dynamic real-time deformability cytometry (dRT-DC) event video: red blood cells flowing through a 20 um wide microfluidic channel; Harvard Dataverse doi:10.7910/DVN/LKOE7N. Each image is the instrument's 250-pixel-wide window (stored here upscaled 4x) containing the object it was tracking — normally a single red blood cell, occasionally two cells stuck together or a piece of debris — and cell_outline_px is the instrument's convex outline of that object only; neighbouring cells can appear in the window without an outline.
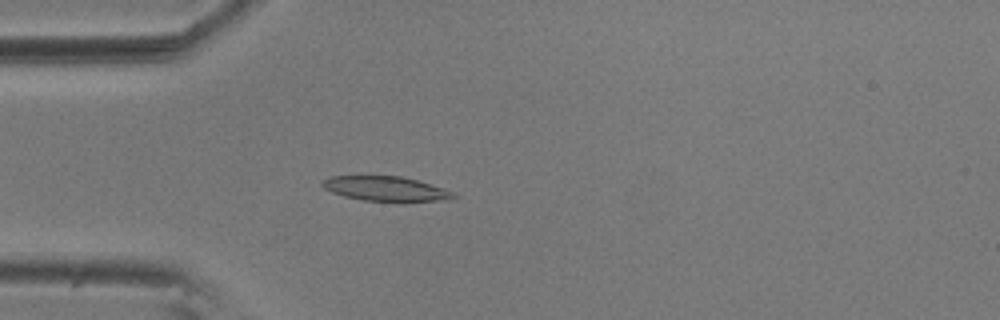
{"species": "common noctule bat (a hibernating species)", "species_latin": "Nyctalus noctula", "temperature_condition": "room temperature", "stored_images_in_passage": 42, "camera_frame_rate_fps": 3000, "um_per_image_px": 0.085, "animal": {"sex": "male", "body_mass_g": 20.5, "forearm_length_mm": 52.5}, "frame": {"image": 1, "passage_image": 7, "time_ms": 2.0, "image_size_px": [1000, 320], "cell_outline_px": [[460, 196], [448, 200], [404, 204], [364, 200], [344, 196], [332, 192], [324, 188], [320, 184], [320, 180], [328, 176], [400, 176], [416, 180], [456, 192]], "centroid_in_image_um": [32.86, 16.08], "position_along_channel_um": 52.1, "area_um2": 19.77}}
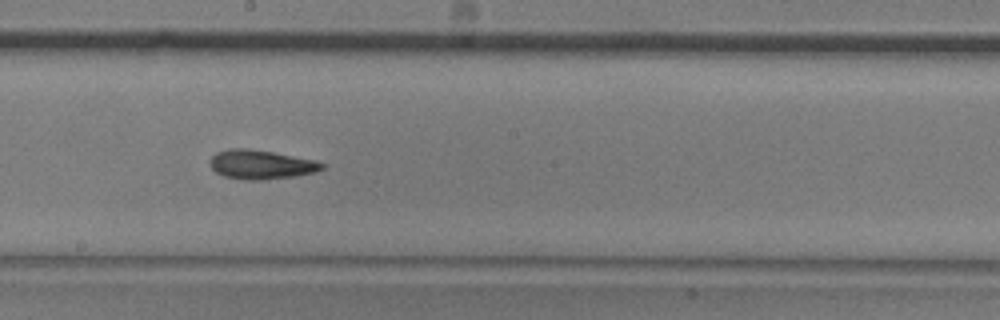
{"frame": {"image": 2, "passage_image": 22, "time_ms": 7.0, "image_size_px": [1000, 320], "cell_outline_px": [[324, 168], [316, 172], [296, 176], [264, 180], [244, 180], [224, 176], [216, 172], [212, 168], [208, 160], [216, 152], [232, 148], [244, 148], [272, 152], [312, 160], [324, 164]], "centroid_in_image_um": [22.15, 14.0], "position_along_channel_um": 226.1, "area_um2": 18.9}}
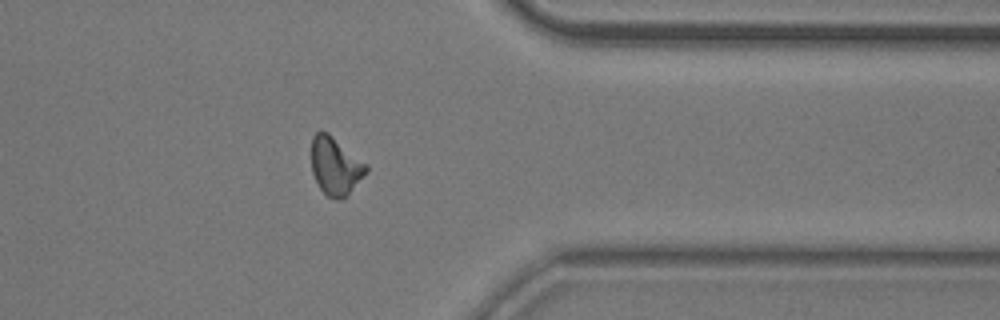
{"frame": {"image": 3, "passage_image": 36, "time_ms": 11.667, "image_size_px": [1000, 320], "cell_outline_px": [[368, 172], [344, 200], [336, 200], [328, 196], [320, 188], [312, 172], [312, 136], [316, 132], [328, 132], [368, 164]], "centroid_in_image_um": [28.55, 14.13], "position_along_channel_um": 382.9, "area_um2": 18.67}, "authors_computed_cell_mechanics": {"area_um2": 18.4093, "velocity_mm_per_s": 3.6112, "shape_relaxation_time_tau1_ms": 7.599, "shape_relaxation_time_tau2_ms": 7.1781, "deformation_change_tau1": 0.1763, "deformation_change_tau2": 0.1648}}